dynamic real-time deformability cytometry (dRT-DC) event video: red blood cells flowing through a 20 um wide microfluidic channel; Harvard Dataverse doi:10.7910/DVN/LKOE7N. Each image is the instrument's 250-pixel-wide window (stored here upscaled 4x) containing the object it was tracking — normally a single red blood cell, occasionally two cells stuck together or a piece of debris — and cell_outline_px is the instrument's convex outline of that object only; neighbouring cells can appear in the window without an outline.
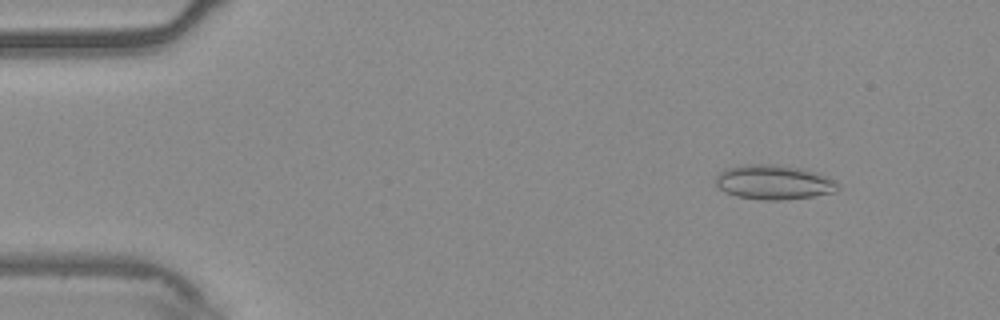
{"species": "common noctule bat (a hibernating species)", "species_latin": "Nyctalus noctula", "temperature_condition": "warm", "stored_images_in_passage": 54, "camera_frame_rate_fps": 3000, "um_per_image_px": 0.085, "animal": {"sex": "male", "body_mass_g": 20.4}, "frame": {"image": 1, "passage_image": 6, "time_ms": 1.667, "image_size_px": [1000, 320], "cell_outline_px": [[836, 188], [832, 192], [812, 196], [780, 200], [764, 200], [736, 196], [720, 188], [716, 184], [716, 176], [724, 168], [740, 164], [776, 164], [800, 168], [816, 172], [832, 180], [836, 184]], "centroid_in_image_um": [65.69, 15.47], "position_along_channel_um": 19.3, "area_um2": 24.22}}
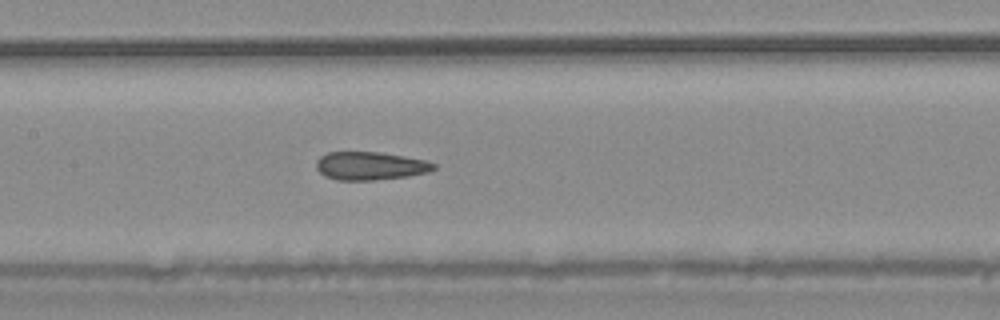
{"frame": {"image": 2, "passage_image": 26, "time_ms": 8.333, "image_size_px": [1000, 320], "cell_outline_px": [[436, 168], [428, 172], [408, 176], [372, 180], [336, 180], [324, 176], [316, 168], [316, 160], [320, 156], [328, 152], [380, 152], [428, 160], [436, 164]], "centroid_in_image_um": [31.47, 14.09], "position_along_channel_um": 175.9, "area_um2": 19.42}}
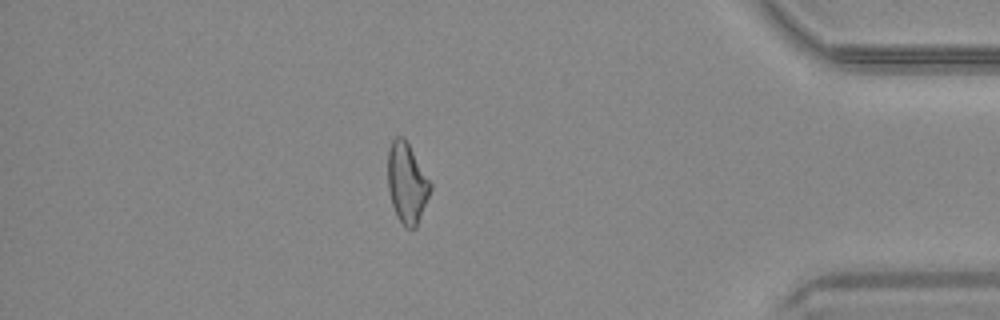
{"frame": {"image": 3, "passage_image": 47, "time_ms": 15.333, "image_size_px": [1000, 320], "cell_outline_px": [[432, 188], [416, 228], [408, 228], [396, 216], [392, 204], [388, 188], [388, 152], [392, 140], [396, 136], [404, 136], [432, 184]], "centroid_in_image_um": [34.59, 15.54], "position_along_channel_um": 400.6, "area_um2": 19.77}, "authors_computed_cell_mechanics": {"area_um2": 20.5768, "velocity_mm_per_s": 3.7493, "shape_relaxation_time_tau1_ms": null, "shape_relaxation_time_tau2_ms": 1.9937, "deformation_change_tau1": null, "deformation_change_tau2": 0.105}}